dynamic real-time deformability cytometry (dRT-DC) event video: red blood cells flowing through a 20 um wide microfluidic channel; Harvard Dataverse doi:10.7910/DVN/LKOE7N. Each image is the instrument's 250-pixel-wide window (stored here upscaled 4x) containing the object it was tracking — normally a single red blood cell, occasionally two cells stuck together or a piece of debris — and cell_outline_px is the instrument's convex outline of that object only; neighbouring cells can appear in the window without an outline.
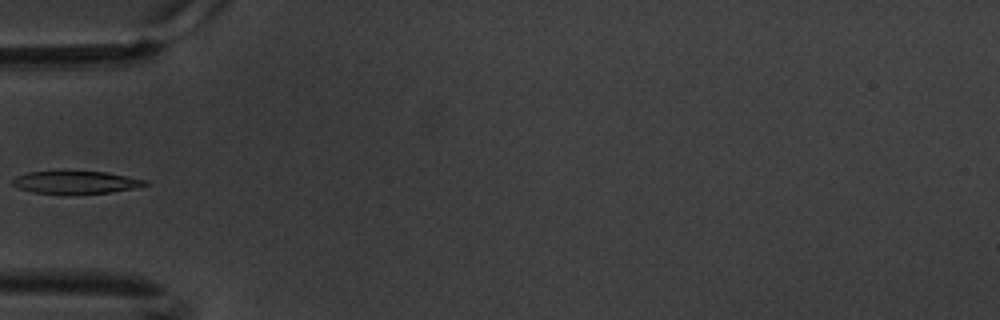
{"species": "common noctule bat (a hibernating species)", "species_latin": "Nyctalus noctula", "temperature_condition": "warm", "stored_images_in_passage": 8, "camera_frame_rate_fps": 3000, "um_per_image_px": 0.085, "animal": {"sex": "male", "body_mass_g": 20.1, "forearm_length_mm": 53.5}, "frame": {"image": 1, "passage_image": 6, "time_ms": 1.667, "image_size_px": [1000, 320], "cell_outline_px": [[152, 184], [136, 188], [112, 192], [32, 192], [20, 188], [12, 184], [12, 180], [16, 176], [28, 172], [108, 172], [148, 180]], "centroid_in_image_um": [6.54, 15.47], "position_along_channel_um": 78.5, "area_um2": 16.88}}
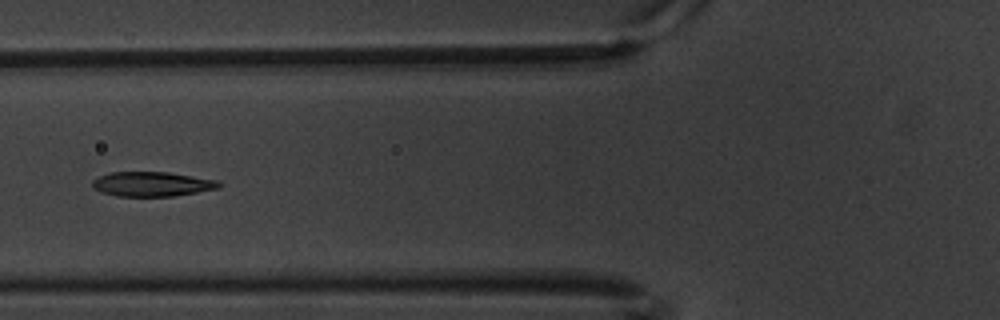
{"frame": {"image": 2, "passage_image": 7, "time_ms": 2.0, "image_size_px": [1000, 320], "cell_outline_px": [[224, 184], [220, 188], [172, 196], [116, 196], [100, 192], [92, 188], [92, 180], [100, 176], [112, 172], [168, 172], [216, 180]], "centroid_in_image_um": [12.91, 15.65], "position_along_channel_um": 112.9, "area_um2": 18.15}}
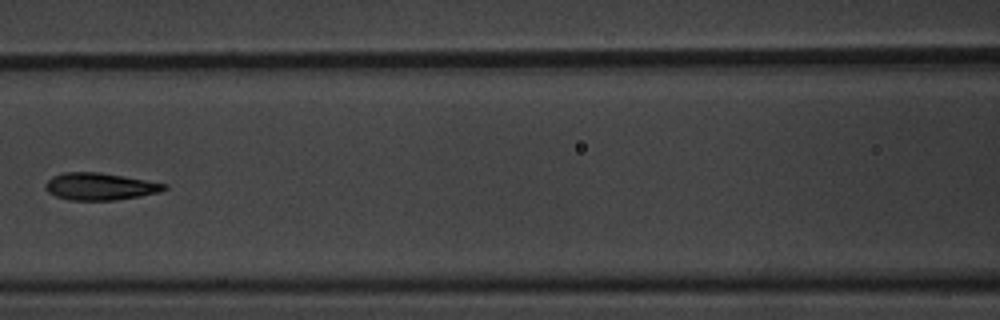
{"frame": {"image": 3, "passage_image": 8, "time_ms": 2.333, "image_size_px": [1000, 320], "cell_outline_px": [[168, 188], [160, 192], [140, 196], [116, 200], [68, 200], [56, 196], [48, 192], [44, 188], [44, 184], [52, 176], [64, 172], [100, 172], [124, 176], [168, 184]], "centroid_in_image_um": [8.49, 15.85], "position_along_channel_um": 158.1, "area_um2": 18.96}}